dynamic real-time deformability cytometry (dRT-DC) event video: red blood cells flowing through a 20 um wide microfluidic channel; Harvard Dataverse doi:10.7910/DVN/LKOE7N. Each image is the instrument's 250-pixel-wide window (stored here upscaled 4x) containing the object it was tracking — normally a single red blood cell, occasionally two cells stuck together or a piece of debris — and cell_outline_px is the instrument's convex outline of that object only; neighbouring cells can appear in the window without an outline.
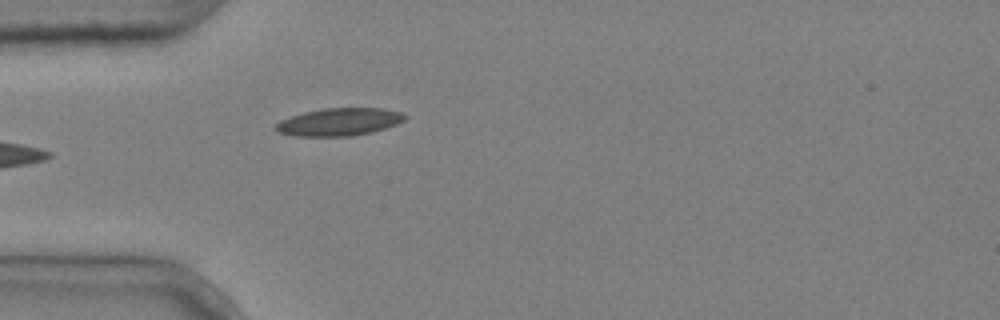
{"species": "common noctule bat (a hibernating species)", "species_latin": "Nyctalus noctula", "temperature_condition": "cold", "stored_images_in_passage": 5, "camera_frame_rate_fps": 3000, "um_per_image_px": 0.085, "animal": {"sex": "male", "body_mass_g": 20.4}, "frame": {"image": 1, "passage_image": 5, "time_ms": 1.333, "image_size_px": [1000, 320], "cell_outline_px": [[408, 116], [404, 120], [396, 124], [372, 132], [352, 136], [292, 136], [276, 132], [272, 128], [280, 120], [304, 112], [324, 108], [380, 108], [400, 112]], "centroid_in_image_um": [28.78, 10.37], "position_along_channel_um": 56.2, "area_um2": 20.87}}